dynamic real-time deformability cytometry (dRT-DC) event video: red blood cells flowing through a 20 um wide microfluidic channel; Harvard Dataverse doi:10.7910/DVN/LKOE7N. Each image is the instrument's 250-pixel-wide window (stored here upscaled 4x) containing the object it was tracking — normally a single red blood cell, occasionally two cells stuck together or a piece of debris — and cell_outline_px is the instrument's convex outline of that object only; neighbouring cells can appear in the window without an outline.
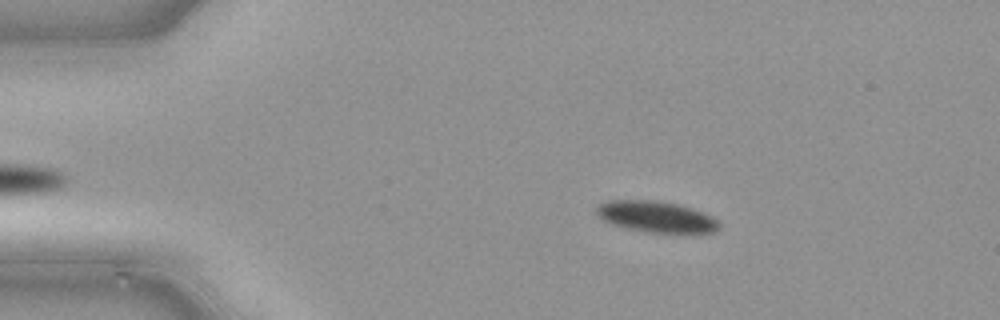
{"species": "common noctule bat (a hibernating species)", "species_latin": "Nyctalus noctula", "temperature_condition": "cold", "stored_images_in_passage": 18, "camera_frame_rate_fps": 3000, "um_per_image_px": 0.085, "animal": {"sex": "male", "body_mass_g": 21.5, "forearm_length_mm": 52.0}, "frame": {"image": 1, "passage_image": 9, "time_ms": 2.667, "image_size_px": [1000, 320], "cell_outline_px": [[720, 228], [712, 232], [648, 232], [628, 228], [612, 224], [600, 220], [596, 212], [596, 208], [600, 204], [608, 200], [652, 200], [676, 204], [692, 208], [712, 216], [720, 224]], "centroid_in_image_um": [55.73, 18.41], "position_along_channel_um": 29.3, "area_um2": 22.02}}
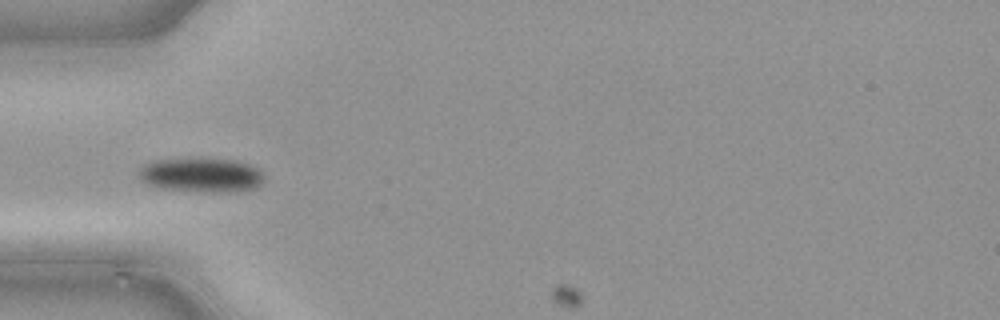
{"frame": {"image": 2, "passage_image": 16, "time_ms": 5.0, "image_size_px": [1000, 320], "cell_outline_px": [[264, 180], [260, 184], [252, 188], [228, 192], [168, 188], [148, 184], [140, 180], [136, 176], [140, 168], [144, 164], [156, 160], [236, 160], [248, 164], [256, 168], [264, 176]], "centroid_in_image_um": [17.09, 14.87], "position_along_channel_um": 67.9, "area_um2": 23.99}}